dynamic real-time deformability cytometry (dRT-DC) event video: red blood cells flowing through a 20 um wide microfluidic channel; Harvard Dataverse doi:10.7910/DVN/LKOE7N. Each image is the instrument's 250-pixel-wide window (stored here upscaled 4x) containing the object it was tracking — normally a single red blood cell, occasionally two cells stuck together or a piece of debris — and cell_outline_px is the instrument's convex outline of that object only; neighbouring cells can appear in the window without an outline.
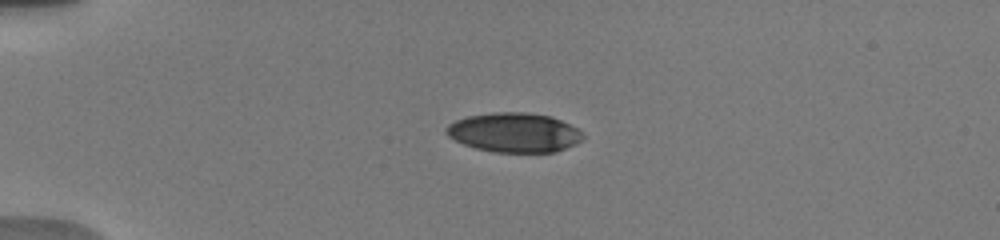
{"species": "human", "species_latin": "Homo sapiens", "temperature_condition": "warm", "stored_images_in_passage": 9, "camera_frame_rate_fps": 3000, "um_per_image_px": 0.085, "donor": {"sex": "male"}, "frame": {"image": 1, "passage_image": 2, "time_ms": 0.667, "image_size_px": [1000, 240], "cell_outline_px": [[584, 140], [576, 144], [556, 152], [492, 152], [476, 148], [464, 144], [448, 136], [444, 132], [444, 128], [448, 124], [456, 120], [468, 116], [492, 112], [524, 112], [552, 116], [584, 132]], "centroid_in_image_um": [43.72, 11.26], "position_along_channel_um": 41.3, "area_um2": 31.62}}
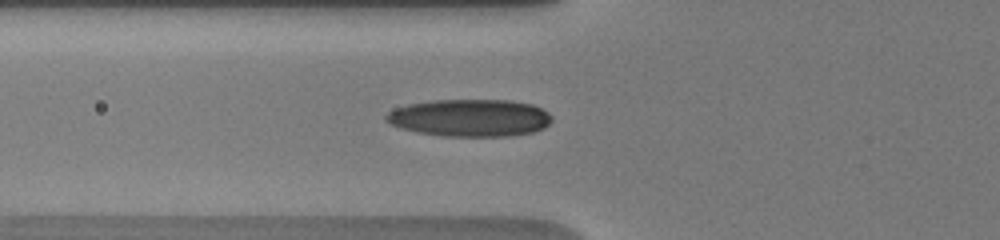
{"frame": {"image": 2, "passage_image": 6, "time_ms": 3.0, "image_size_px": [1000, 240], "cell_outline_px": [[552, 120], [544, 128], [532, 132], [508, 136], [444, 136], [416, 132], [400, 128], [384, 120], [384, 116], [388, 112], [396, 108], [408, 104], [432, 100], [508, 100], [532, 104], [548, 112], [552, 116]], "centroid_in_image_um": [39.93, 10.01], "position_along_channel_um": 85.9, "area_um2": 36.13}}
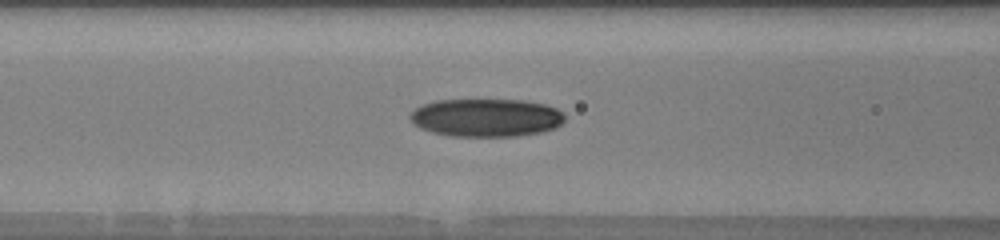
{"frame": {"image": 3, "passage_image": 8, "time_ms": 4.0, "image_size_px": [1000, 240], "cell_outline_px": [[564, 120], [556, 128], [544, 132], [516, 136], [452, 136], [432, 132], [420, 128], [408, 116], [420, 104], [436, 100], [524, 100], [544, 104], [556, 108], [564, 116]], "centroid_in_image_um": [41.33, 10.0], "position_along_channel_um": 125.3, "area_um2": 34.33}}